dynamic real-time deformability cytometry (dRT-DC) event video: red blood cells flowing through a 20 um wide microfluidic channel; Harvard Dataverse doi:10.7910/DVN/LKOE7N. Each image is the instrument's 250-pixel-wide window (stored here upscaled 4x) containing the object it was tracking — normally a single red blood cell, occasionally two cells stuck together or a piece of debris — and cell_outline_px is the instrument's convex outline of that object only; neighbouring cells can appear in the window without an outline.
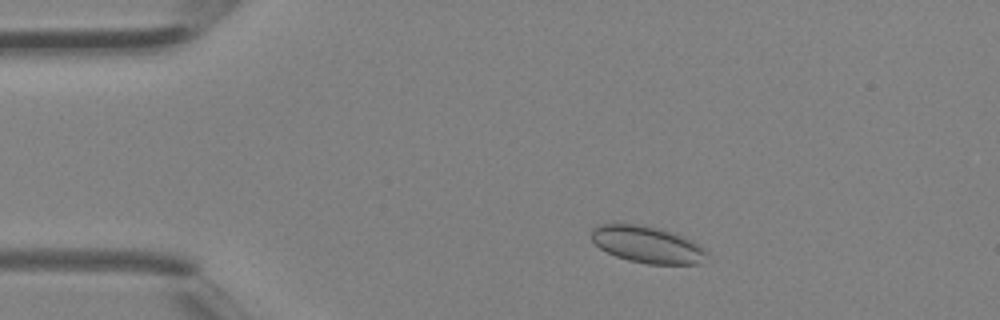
{"species": "Egyptian fruit bat (a non-hibernating species)", "species_latin": "Rousettus aegyptiacus", "temperature_condition": "room temperature", "stored_images_in_passage": 3, "camera_frame_rate_fps": 3000, "um_per_image_px": 0.085, "animal": {"sex": "female"}, "frame": {"image": 1, "passage_image": 1, "time_ms": 0.0, "image_size_px": [1000, 320], "cell_outline_px": [[708, 252], [700, 264], [648, 264], [628, 260], [616, 256], [600, 248], [592, 240], [592, 228], [600, 224], [636, 224], [656, 228], [672, 232], [684, 236], [700, 244]], "centroid_in_image_um": [55.04, 20.79], "position_along_channel_um": 30.0, "area_um2": 24.62}}
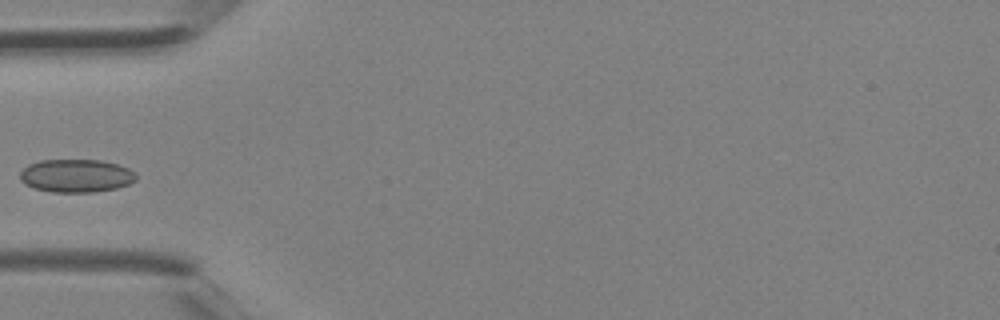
{"frame": {"image": 2, "passage_image": 3, "time_ms": 0.667, "image_size_px": [1000, 320], "cell_outline_px": [[136, 180], [128, 184], [116, 188], [92, 192], [52, 192], [36, 188], [20, 180], [20, 172], [28, 164], [40, 160], [100, 160], [116, 164], [128, 168], [136, 172]], "centroid_in_image_um": [6.49, 14.93], "position_along_channel_um": 78.5, "area_um2": 22.25}}